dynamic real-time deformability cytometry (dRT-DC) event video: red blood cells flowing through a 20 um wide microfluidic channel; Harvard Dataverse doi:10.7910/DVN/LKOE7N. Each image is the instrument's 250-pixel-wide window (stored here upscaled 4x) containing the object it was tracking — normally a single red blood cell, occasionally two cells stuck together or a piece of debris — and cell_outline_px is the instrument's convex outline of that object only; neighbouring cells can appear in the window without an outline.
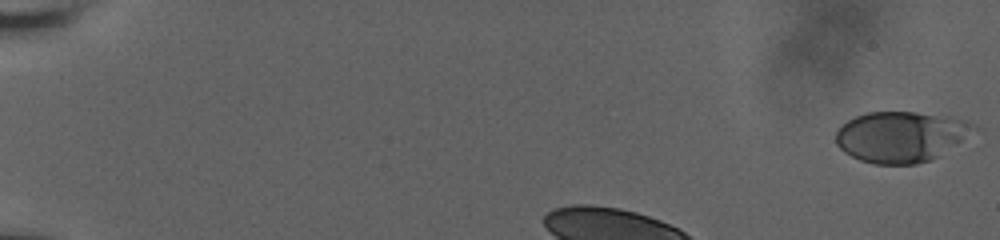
{"species": "human", "species_latin": "Homo sapiens", "temperature_condition": "room temperature", "stored_images_in_passage": 17, "camera_frame_rate_fps": 3000, "um_per_image_px": 0.085, "donor": {"sex": "male"}, "frame": {"image": 1, "passage_image": 1, "time_ms": 0.0, "image_size_px": [1000, 240], "cell_outline_px": [[976, 128], [940, 156], [916, 164], [876, 164], [860, 160], [844, 152], [836, 144], [836, 132], [848, 120], [856, 116], [868, 112], [916, 112], [948, 116], [964, 120], [976, 124]], "centroid_in_image_um": [76.56, 11.61], "position_along_channel_um": 8.4, "area_um2": 40.34}}
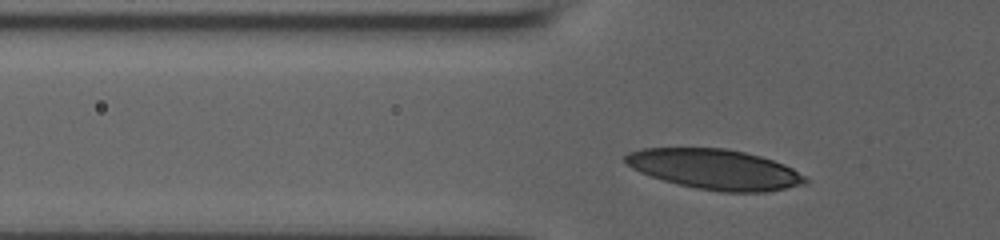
{"frame": {"image": 2, "passage_image": 14, "time_ms": 3.0, "image_size_px": [1000, 240], "cell_outline_px": [[808, 180], [804, 184], [764, 192], [720, 192], [696, 188], [676, 184], [640, 172], [624, 164], [624, 156], [628, 152], [644, 148], [724, 148], [744, 152], [760, 156], [784, 164], [792, 168], [804, 176]], "centroid_in_image_um": [60.72, 14.39], "position_along_channel_um": 65.1, "area_um2": 41.96}}
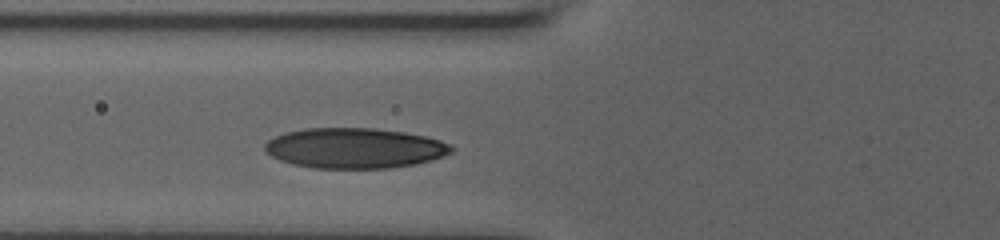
{"frame": {"image": 3, "passage_image": 17, "time_ms": 4.0, "image_size_px": [1000, 240], "cell_outline_px": [[456, 148], [452, 152], [432, 160], [416, 164], [388, 168], [312, 168], [292, 164], [280, 160], [272, 156], [264, 148], [264, 144], [268, 140], [284, 132], [304, 128], [376, 128], [404, 132], [428, 136], [440, 140]], "centroid_in_image_um": [30.15, 12.58], "position_along_channel_um": 95.6, "area_um2": 44.04}}